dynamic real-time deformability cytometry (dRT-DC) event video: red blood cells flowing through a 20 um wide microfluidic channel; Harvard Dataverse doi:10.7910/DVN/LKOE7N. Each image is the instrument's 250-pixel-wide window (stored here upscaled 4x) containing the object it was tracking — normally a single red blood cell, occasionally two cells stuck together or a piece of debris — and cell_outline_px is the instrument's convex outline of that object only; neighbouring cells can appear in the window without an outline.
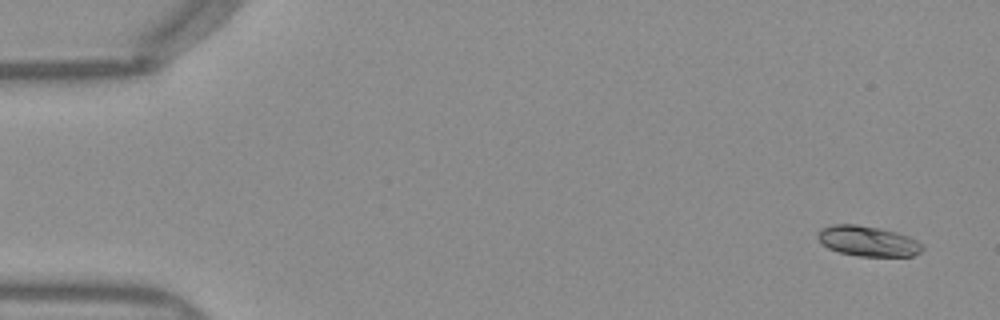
{"species": "Egyptian fruit bat (a non-hibernating species)", "species_latin": "Rousettus aegyptiacus", "temperature_condition": "warm", "stored_images_in_passage": 50, "camera_frame_rate_fps": 3000, "um_per_image_px": 0.085, "frame": {"image": 1, "passage_image": 2, "time_ms": 0.333, "image_size_px": [1000, 320], "cell_outline_px": [[924, 248], [920, 252], [912, 256], [860, 256], [840, 252], [828, 248], [816, 236], [816, 232], [820, 228], [832, 224], [856, 224], [880, 228], [896, 232], [908, 236], [924, 244]], "centroid_in_image_um": [73.76, 20.48], "position_along_channel_um": 11.2, "area_um2": 18.55}}
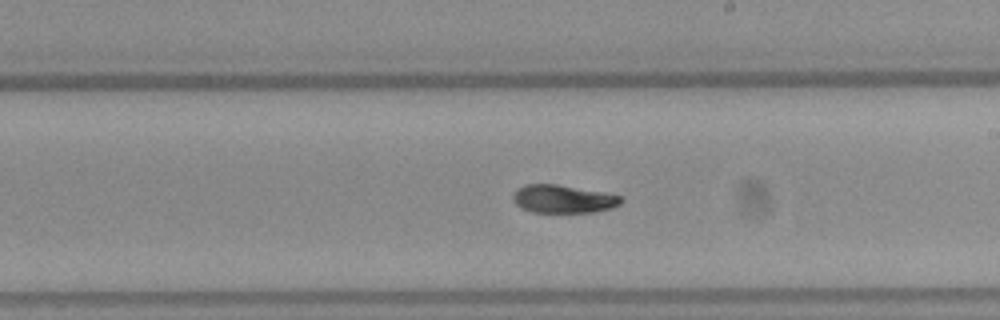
{"frame": {"image": 2, "passage_image": 29, "time_ms": 9.333, "image_size_px": [1000, 320], "cell_outline_px": [[620, 204], [612, 208], [596, 212], [532, 212], [516, 204], [512, 196], [516, 188], [524, 184], [556, 184], [604, 192], [620, 196]], "centroid_in_image_um": [47.84, 16.9], "position_along_channel_um": 241.2, "area_um2": 17.57}}
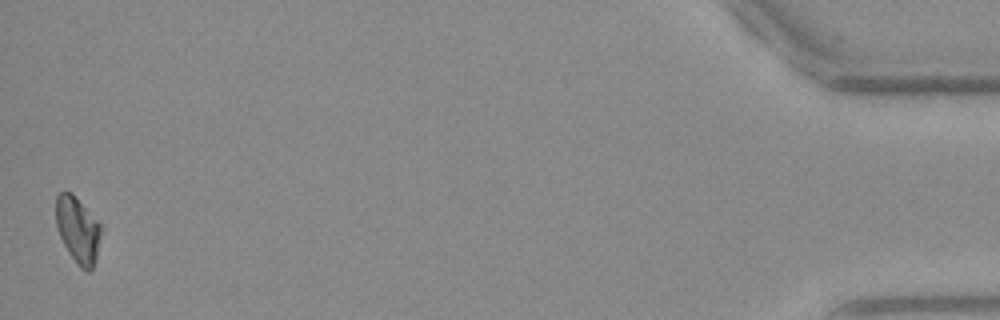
{"frame": {"image": 3, "passage_image": 50, "time_ms": 16.333, "image_size_px": [1000, 320], "cell_outline_px": [[100, 232], [96, 260], [92, 268], [88, 272], [80, 268], [76, 264], [68, 252], [60, 236], [56, 224], [56, 196], [60, 192], [72, 192], [100, 224]], "centroid_in_image_um": [6.59, 19.55], "position_along_channel_um": 428.6, "area_um2": 17.17}, "authors_computed_cell_mechanics": {"area_um2": 18.0914, "velocity_mm_per_s": 3.9987, "shape_relaxation_time_tau1_ms": 7.4315, "shape_relaxation_time_tau2_ms": null, "deformation_change_tau1": 0.2065, "deformation_change_tau2": null}}